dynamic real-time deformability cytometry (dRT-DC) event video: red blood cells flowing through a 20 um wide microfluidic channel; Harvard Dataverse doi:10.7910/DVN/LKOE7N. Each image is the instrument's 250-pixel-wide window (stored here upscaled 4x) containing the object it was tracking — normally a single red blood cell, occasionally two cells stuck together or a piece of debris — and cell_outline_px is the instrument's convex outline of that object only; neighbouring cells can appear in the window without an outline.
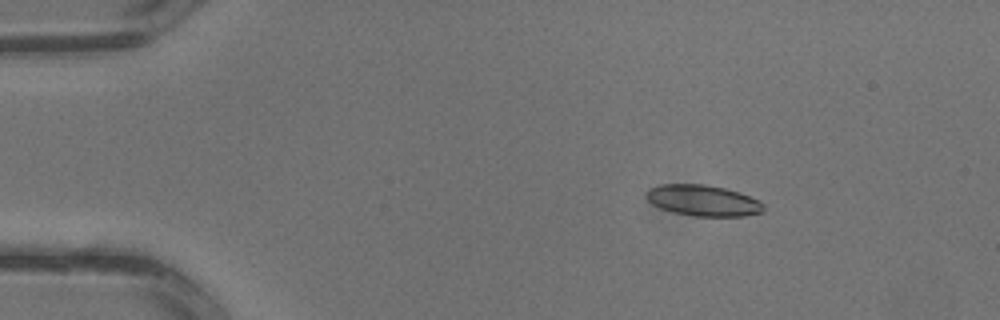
{"species": "common noctule bat (a hibernating species)", "species_latin": "Nyctalus noctula", "temperature_condition": "warm", "stored_images_in_passage": 3, "camera_frame_rate_fps": 3000, "um_per_image_px": 0.085, "animal": {"sex": "male", "body_mass_g": 13.3}, "frame": {"image": 1, "passage_image": 2, "time_ms": 0.333, "image_size_px": [1000, 320], "cell_outline_px": [[764, 212], [744, 216], [696, 216], [676, 212], [660, 208], [652, 204], [644, 196], [644, 192], [648, 188], [660, 184], [704, 184], [724, 188], [760, 200], [764, 204]], "centroid_in_image_um": [59.73, 17.03], "position_along_channel_um": 25.3, "area_um2": 21.21}}